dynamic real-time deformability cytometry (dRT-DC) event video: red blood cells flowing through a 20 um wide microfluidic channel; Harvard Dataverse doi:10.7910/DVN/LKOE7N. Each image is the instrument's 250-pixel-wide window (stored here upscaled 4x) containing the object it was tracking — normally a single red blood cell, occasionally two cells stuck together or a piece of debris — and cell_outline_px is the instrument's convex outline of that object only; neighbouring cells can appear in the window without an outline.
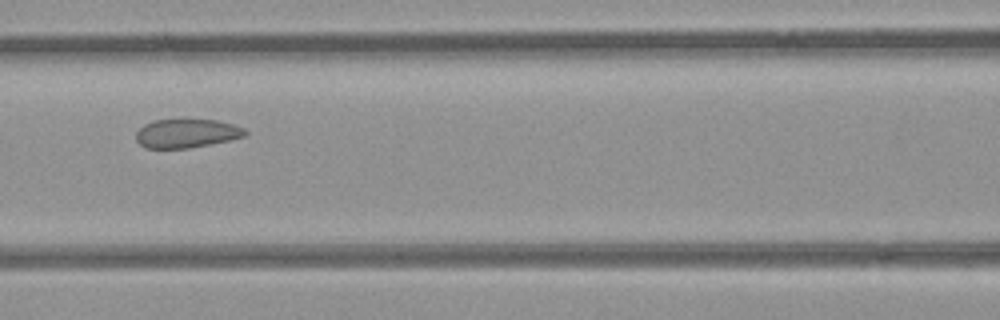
{"species": "common noctule bat (a hibernating species)", "species_latin": "Nyctalus noctula", "temperature_condition": "room temperature", "stored_images_in_passage": 6, "camera_frame_rate_fps": 3000, "um_per_image_px": 0.085, "animal": {"sex": "female", "body_mass_g": 21.9}, "frame": {"image": 1, "passage_image": 6, "time_ms": 5.667, "image_size_px": [1000, 320], "cell_outline_px": [[248, 132], [244, 136], [228, 140], [188, 148], [144, 148], [136, 140], [136, 132], [144, 124], [152, 120], [216, 120], [232, 124], [244, 128]], "centroid_in_image_um": [15.82, 11.33], "position_along_channel_um": 150.8, "area_um2": 18.09}}